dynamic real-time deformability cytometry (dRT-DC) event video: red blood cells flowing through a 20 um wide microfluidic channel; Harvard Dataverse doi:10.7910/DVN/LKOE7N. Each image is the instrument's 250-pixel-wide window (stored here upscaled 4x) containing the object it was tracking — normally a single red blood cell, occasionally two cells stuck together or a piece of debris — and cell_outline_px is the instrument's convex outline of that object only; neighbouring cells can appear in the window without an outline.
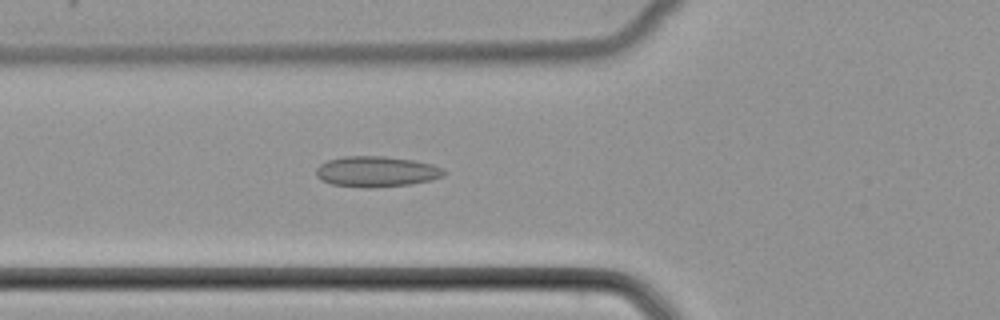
{"species": "common noctule bat (a hibernating species)", "species_latin": "Nyctalus noctula", "temperature_condition": "cold", "stored_images_in_passage": 52, "camera_frame_rate_fps": 3000, "um_per_image_px": 0.085, "animal": {"sex": "female", "body_mass_g": 22.7, "forearm_length_mm": 54.2}, "frame": {"image": 1, "passage_image": 20, "time_ms": 6.333, "image_size_px": [1000, 320], "cell_outline_px": [[444, 176], [432, 180], [412, 184], [372, 188], [368, 188], [332, 184], [320, 180], [316, 176], [316, 168], [320, 164], [328, 160], [344, 156], [384, 156], [412, 160], [432, 164], [444, 168]], "centroid_in_image_um": [31.99, 14.59], "position_along_channel_um": 93.8, "area_um2": 22.95}}
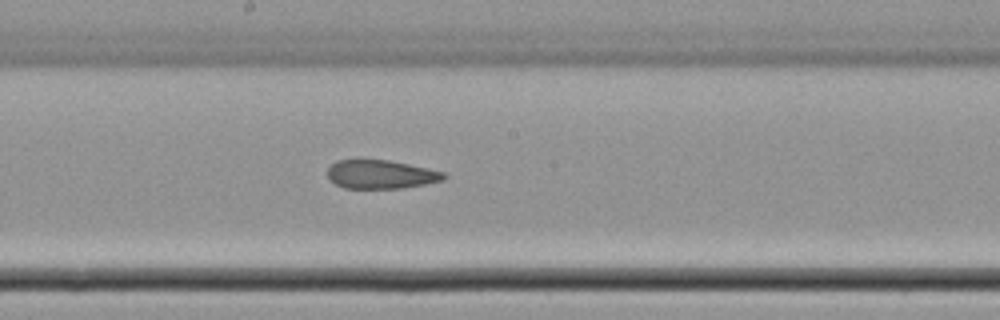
{"frame": {"image": 2, "passage_image": 29, "time_ms": 9.333, "image_size_px": [1000, 320], "cell_outline_px": [[448, 176], [444, 180], [404, 188], [344, 188], [336, 184], [328, 176], [328, 168], [336, 160], [356, 156], [360, 156], [388, 160], [428, 168], [444, 172]], "centroid_in_image_um": [32.33, 14.77], "position_along_channel_um": 215.9, "area_um2": 20.11}}
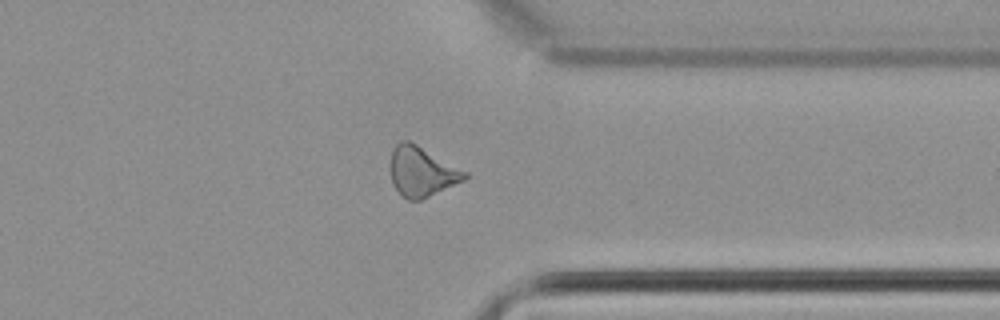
{"frame": {"image": 3, "passage_image": 41, "time_ms": 13.333, "image_size_px": [1000, 320], "cell_outline_px": [[468, 176], [464, 180], [420, 200], [408, 200], [392, 184], [392, 152], [396, 144], [400, 140], [408, 140], [416, 144], [468, 172]], "centroid_in_image_um": [35.87, 14.58], "position_along_channel_um": 375.5, "area_um2": 21.04}}